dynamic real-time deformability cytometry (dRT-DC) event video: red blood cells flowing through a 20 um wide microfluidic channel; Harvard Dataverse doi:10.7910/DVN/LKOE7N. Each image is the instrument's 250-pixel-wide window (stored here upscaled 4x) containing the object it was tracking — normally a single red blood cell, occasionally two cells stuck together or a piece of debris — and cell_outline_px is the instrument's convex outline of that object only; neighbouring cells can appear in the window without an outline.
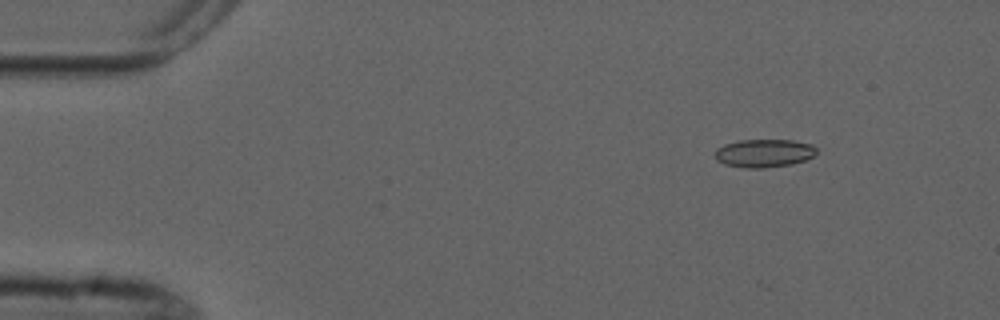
{"species": "common noctule bat (a hibernating species)", "species_latin": "Nyctalus noctula", "temperature_condition": "cold", "stored_images_in_passage": 5, "camera_frame_rate_fps": 3000, "um_per_image_px": 0.085, "animal": {"sex": "male", "forearm_length_mm": 52.5}, "frame": {"image": 1, "passage_image": 1, "time_ms": 0.0, "image_size_px": [1000, 320], "cell_outline_px": [[816, 152], [812, 156], [804, 160], [792, 164], [764, 168], [744, 168], [724, 164], [716, 160], [716, 148], [724, 144], [740, 140], [792, 140], [812, 144], [816, 148]], "centroid_in_image_um": [64.92, 13.02], "position_along_channel_um": 20.1, "area_um2": 16.65}}